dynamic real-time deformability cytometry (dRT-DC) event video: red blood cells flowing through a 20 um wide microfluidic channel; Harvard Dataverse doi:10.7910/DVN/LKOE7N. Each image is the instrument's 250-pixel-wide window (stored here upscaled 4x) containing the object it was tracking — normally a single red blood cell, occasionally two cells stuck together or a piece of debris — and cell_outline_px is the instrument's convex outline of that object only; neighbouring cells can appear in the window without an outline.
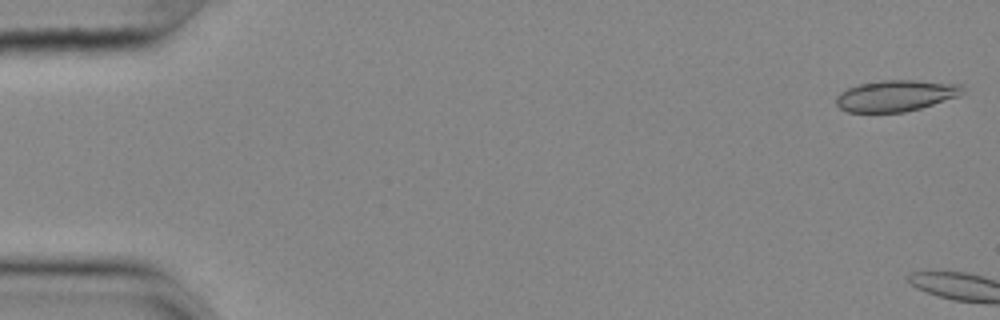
{"species": "common noctule bat (a hibernating species)", "species_latin": "Nyctalus noctula", "temperature_condition": "cold", "stored_images_in_passage": 10, "camera_frame_rate_fps": 3000, "um_per_image_px": 0.085, "animal": {"sex": "female", "body_mass_g": 25.1}, "frame": {"image": 1, "passage_image": 1, "time_ms": 0.0, "image_size_px": [1000, 320], "cell_outline_px": [[964, 92], [960, 96], [920, 108], [904, 112], [848, 112], [840, 108], [836, 104], [836, 96], [840, 92], [848, 88], [860, 84], [880, 80], [916, 80], [964, 84]], "centroid_in_image_um": [76.18, 8.12], "position_along_channel_um": 8.8, "area_um2": 23.18}}